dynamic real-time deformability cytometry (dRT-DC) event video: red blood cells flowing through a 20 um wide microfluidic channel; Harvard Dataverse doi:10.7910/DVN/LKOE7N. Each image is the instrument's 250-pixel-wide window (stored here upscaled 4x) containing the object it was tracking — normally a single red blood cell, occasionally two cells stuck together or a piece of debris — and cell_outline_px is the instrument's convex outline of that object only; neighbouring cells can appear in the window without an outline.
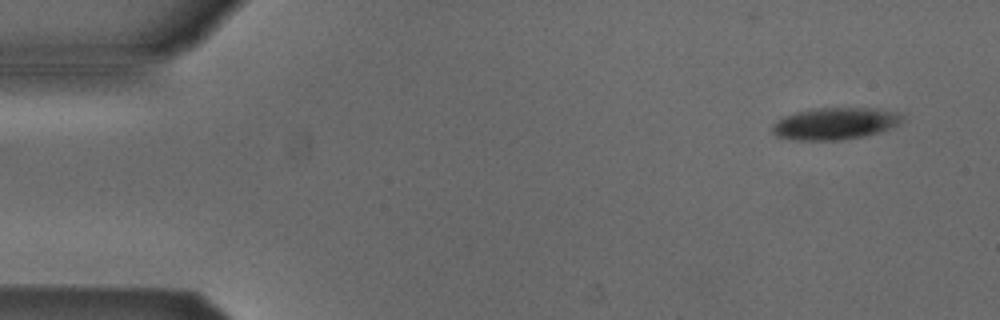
{"species": "Egyptian fruit bat (a non-hibernating species)", "species_latin": "Rousettus aegyptiacus", "temperature_condition": "cold", "stored_images_in_passage": 4, "camera_frame_rate_fps": 3000, "um_per_image_px": 0.085, "animal": {"sex": "male"}, "frame": {"image": 1, "passage_image": 1, "time_ms": 0.0, "image_size_px": [1000, 320], "cell_outline_px": [[908, 120], [892, 128], [864, 136], [840, 140], [788, 140], [776, 136], [772, 132], [772, 128], [776, 120], [784, 116], [796, 112], [812, 108], [876, 108], [904, 112]], "centroid_in_image_um": [71.07, 10.49], "position_along_channel_um": 13.9, "area_um2": 24.85}}